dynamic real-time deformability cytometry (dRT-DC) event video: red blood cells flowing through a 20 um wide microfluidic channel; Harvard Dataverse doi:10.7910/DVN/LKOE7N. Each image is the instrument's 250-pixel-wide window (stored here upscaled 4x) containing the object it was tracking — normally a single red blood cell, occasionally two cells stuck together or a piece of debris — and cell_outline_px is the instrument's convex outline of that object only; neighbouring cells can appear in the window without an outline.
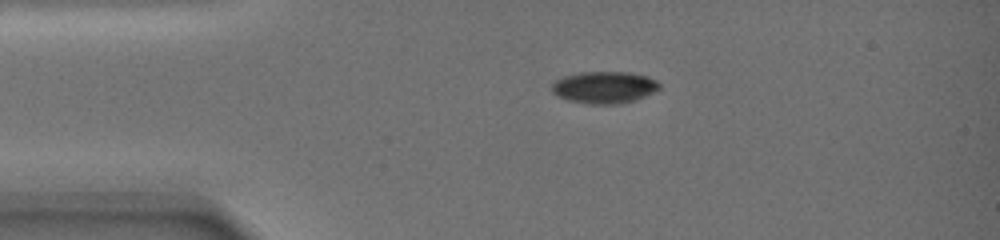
{"species": "common noctule bat (a hibernating species)", "species_latin": "Nyctalus noctula", "temperature_condition": "warm", "stored_images_in_passage": 7, "camera_frame_rate_fps": 3000, "um_per_image_px": 0.085, "animal": {"sex": "female", "body_mass_g": 19.0, "forearm_length_mm": 51.5}, "frame": {"image": 1, "passage_image": 1, "time_ms": 0.0, "image_size_px": [1000, 240], "cell_outline_px": [[660, 88], [644, 96], [620, 104], [588, 104], [568, 100], [552, 92], [552, 84], [556, 80], [564, 76], [580, 72], [632, 72], [648, 76], [656, 80], [660, 84]], "centroid_in_image_um": [51.37, 7.41], "position_along_channel_um": 33.6, "area_um2": 19.94}}